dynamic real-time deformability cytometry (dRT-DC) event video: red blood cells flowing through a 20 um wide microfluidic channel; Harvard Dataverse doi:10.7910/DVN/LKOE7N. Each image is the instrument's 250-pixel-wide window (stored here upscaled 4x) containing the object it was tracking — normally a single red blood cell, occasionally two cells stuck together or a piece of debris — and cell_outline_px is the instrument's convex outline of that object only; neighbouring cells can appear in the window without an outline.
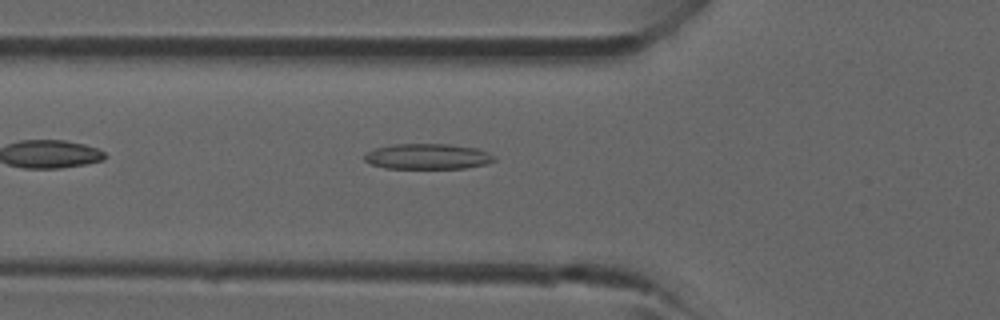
{"species": "common noctule bat (a hibernating species)", "species_latin": "Nyctalus noctula", "temperature_condition": "room temperature", "stored_images_in_passage": 4, "camera_frame_rate_fps": 3000, "um_per_image_px": 0.085, "animal": {"sex": "male", "forearm_length_mm": 52.5}, "frame": {"image": 1, "passage_image": 4, "time_ms": 3.333, "image_size_px": [1000, 320], "cell_outline_px": [[496, 160], [484, 164], [464, 168], [384, 168], [372, 164], [364, 160], [364, 156], [372, 148], [396, 144], [448, 144], [476, 148], [488, 152], [496, 156]], "centroid_in_image_um": [36.35, 13.29], "position_along_channel_um": 89.5, "area_um2": 19.25}}